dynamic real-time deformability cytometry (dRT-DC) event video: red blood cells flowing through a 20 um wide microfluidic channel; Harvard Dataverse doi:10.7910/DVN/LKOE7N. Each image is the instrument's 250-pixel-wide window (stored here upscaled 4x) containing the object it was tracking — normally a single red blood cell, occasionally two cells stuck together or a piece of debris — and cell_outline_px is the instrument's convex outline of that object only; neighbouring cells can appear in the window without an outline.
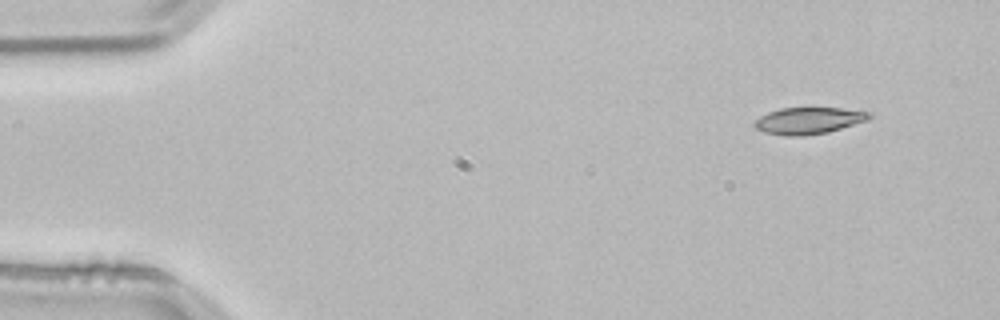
{"species": "common noctule bat (a hibernating species)", "species_latin": "Nyctalus noctula", "temperature_condition": "room temperature", "stored_images_in_passage": 49, "camera_frame_rate_fps": 3000, "um_per_image_px": 0.085, "animal": {"sex": "male", "body_mass_g": 21.5, "forearm_length_mm": 52.0}, "frame": {"image": 1, "passage_image": 1, "time_ms": 0.0, "image_size_px": [1000, 320], "cell_outline_px": [[872, 116], [868, 120], [828, 132], [804, 136], [784, 136], [764, 132], [756, 128], [752, 124], [760, 116], [768, 112], [780, 108], [840, 108], [872, 112]], "centroid_in_image_um": [68.73, 10.26], "position_along_channel_um": 16.3, "area_um2": 17.92}}
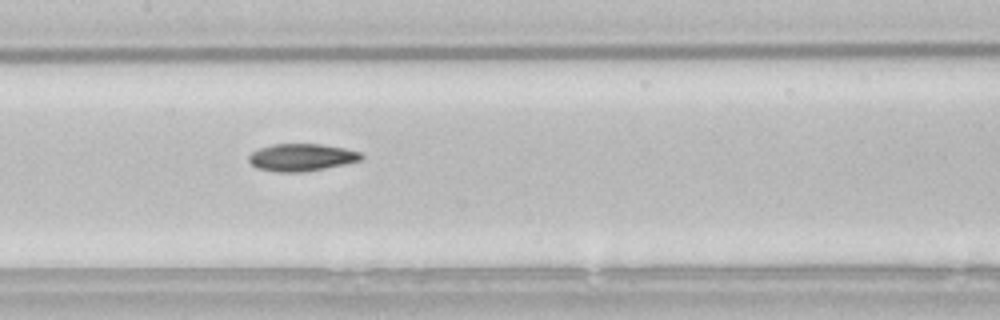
{"frame": {"image": 2, "passage_image": 22, "time_ms": 7.0, "image_size_px": [1000, 320], "cell_outline_px": [[364, 156], [360, 160], [344, 164], [304, 172], [276, 172], [256, 168], [248, 160], [248, 156], [252, 152], [260, 148], [272, 144], [320, 144], [344, 148], [360, 152]], "centroid_in_image_um": [25.6, 13.38], "position_along_channel_um": 181.8, "area_um2": 17.86}}
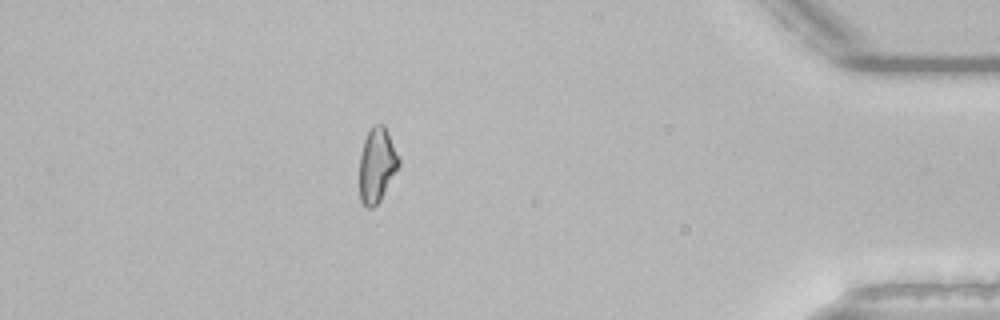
{"frame": {"image": 3, "passage_image": 43, "time_ms": 14.0, "image_size_px": [1000, 320], "cell_outline_px": [[400, 164], [380, 200], [372, 208], [368, 208], [360, 200], [360, 156], [364, 140], [372, 124], [384, 124], [388, 132], [400, 160]], "centroid_in_image_um": [32.03, 14.0], "position_along_channel_um": 403.2, "area_um2": 16.88}, "authors_computed_cell_mechanics": {"area_um2": 17.8602, "velocity_mm_per_s": 3.8233, "shape_relaxation_time_tau1_ms": 9.2291, "shape_relaxation_time_tau2_ms": null, "deformation_change_tau1": 0.2004, "deformation_change_tau2": null}}